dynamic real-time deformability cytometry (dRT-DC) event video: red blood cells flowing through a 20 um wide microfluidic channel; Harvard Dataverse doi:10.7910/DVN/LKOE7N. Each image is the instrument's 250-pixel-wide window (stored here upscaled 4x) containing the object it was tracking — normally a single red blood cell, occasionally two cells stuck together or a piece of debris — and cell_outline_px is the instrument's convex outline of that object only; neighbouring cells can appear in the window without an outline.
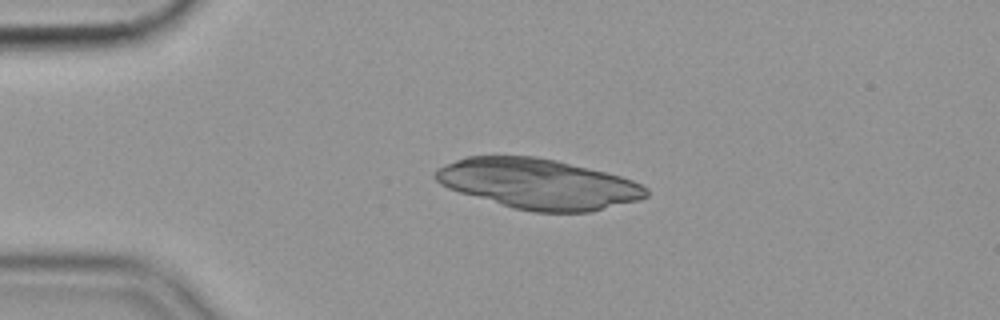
{"species": "common noctule bat (a hibernating species)", "species_latin": "Nyctalus noctula", "temperature_condition": "cold", "stored_images_in_passage": 8, "camera_frame_rate_fps": 3000, "um_per_image_px": 0.085, "animal": {"sex": "female", "body_mass_g": 19.9}, "frame": {"image": 1, "passage_image": 1, "time_ms": 0.0, "image_size_px": [1000, 320], "cell_outline_px": [[640, 196], [596, 208], [568, 212], [524, 208], [512, 204], [564, 168], [576, 168], [596, 172], [612, 176], [624, 180], [632, 184]], "centroid_in_image_um": [49.09, 16.3], "position_along_channel_um": 35.9, "area_um2": 25.26}}
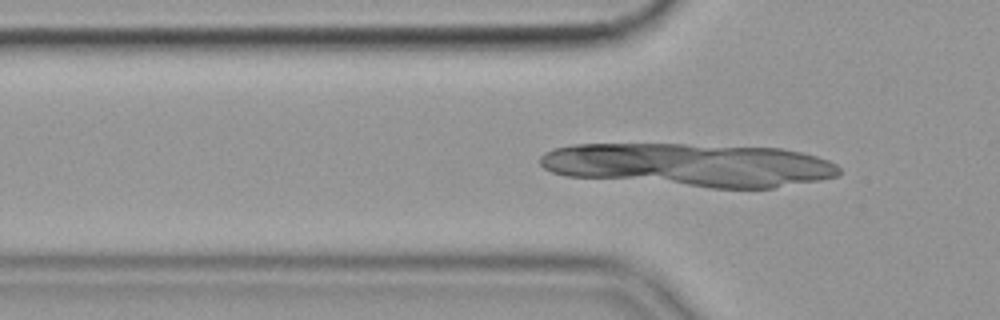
{"frame": {"image": 2, "passage_image": 6, "time_ms": 1.667, "image_size_px": [1000, 320], "cell_outline_px": [[656, 168], [644, 172], [604, 172], [568, 148], [592, 144], [612, 144], [632, 148]], "centroid_in_image_um": [52.15, 13.44], "position_along_channel_um": 73.7, "area_um2": 11.44}}